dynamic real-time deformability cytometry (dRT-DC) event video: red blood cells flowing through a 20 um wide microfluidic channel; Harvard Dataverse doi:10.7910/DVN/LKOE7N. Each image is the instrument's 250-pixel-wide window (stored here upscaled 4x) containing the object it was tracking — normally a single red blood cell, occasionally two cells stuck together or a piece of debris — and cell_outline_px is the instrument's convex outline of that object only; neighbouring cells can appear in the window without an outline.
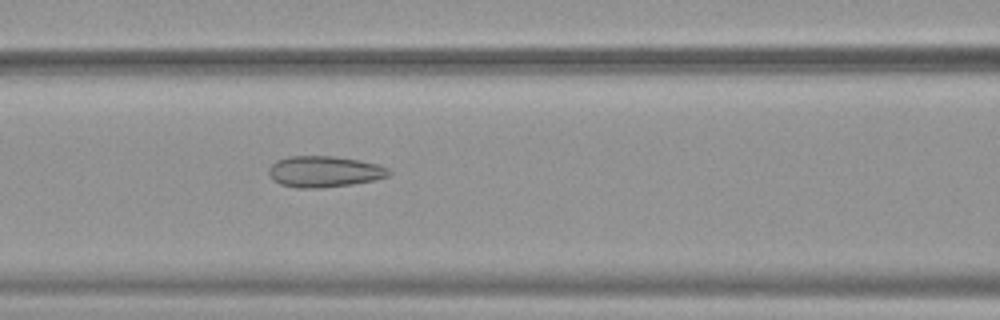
{"species": "common noctule bat (a hibernating species)", "species_latin": "Nyctalus noctula", "temperature_condition": "warm", "stored_images_in_passage": 52, "camera_frame_rate_fps": 3000, "um_per_image_px": 0.085, "animal": {"sex": "female", "body_mass_g": 19.9}, "frame": {"image": 1, "passage_image": 23, "time_ms": 7.333, "image_size_px": [1000, 320], "cell_outline_px": [[392, 172], [388, 176], [376, 180], [352, 184], [320, 188], [296, 188], [280, 184], [272, 180], [268, 172], [268, 168], [276, 160], [288, 156], [332, 156], [360, 160], [380, 164], [388, 168]], "centroid_in_image_um": [27.57, 14.58], "position_along_channel_um": 139.0, "area_um2": 22.08}}
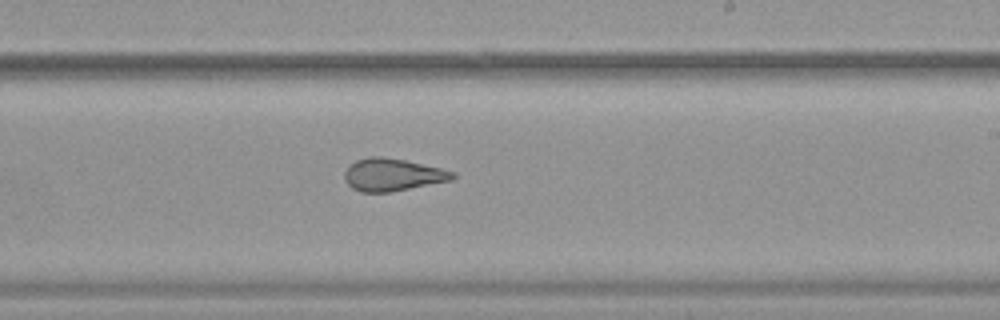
{"frame": {"image": 2, "passage_image": 32, "time_ms": 10.333, "image_size_px": [1000, 320], "cell_outline_px": [[456, 176], [452, 180], [388, 192], [360, 192], [352, 188], [344, 180], [344, 172], [356, 160], [368, 156], [380, 156], [404, 160], [440, 168], [456, 172]], "centroid_in_image_um": [33.35, 14.85], "position_along_channel_um": 255.6, "area_um2": 20.29}}
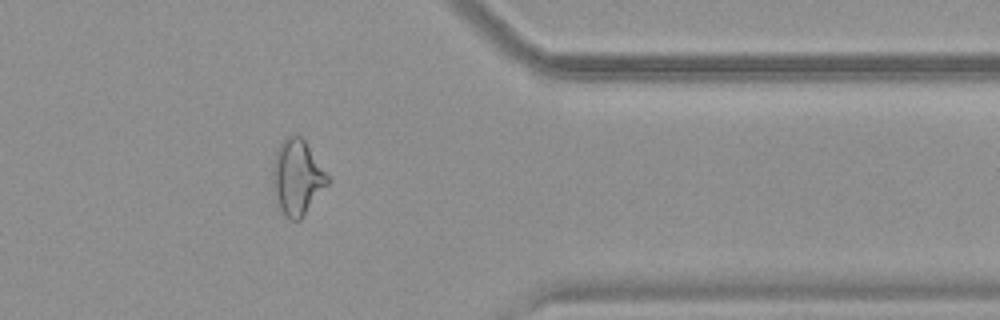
{"frame": {"image": 3, "passage_image": 43, "time_ms": 14.0, "image_size_px": [1000, 320], "cell_outline_px": [[328, 184], [300, 220], [292, 220], [284, 216], [280, 208], [272, 188], [272, 168], [276, 152], [280, 144], [292, 132], [300, 136], [304, 140], [328, 176]], "centroid_in_image_um": [25.23, 15.07], "position_along_channel_um": 386.2, "area_um2": 23.76}, "authors_computed_cell_mechanics": {"area_um2": 24.6517, "velocity_mm_per_s": 3.9098, "shape_relaxation_time_tau1_ms": null, "shape_relaxation_time_tau2_ms": 1.5615, "deformation_change_tau1": null, "deformation_change_tau2": 0.1055}}